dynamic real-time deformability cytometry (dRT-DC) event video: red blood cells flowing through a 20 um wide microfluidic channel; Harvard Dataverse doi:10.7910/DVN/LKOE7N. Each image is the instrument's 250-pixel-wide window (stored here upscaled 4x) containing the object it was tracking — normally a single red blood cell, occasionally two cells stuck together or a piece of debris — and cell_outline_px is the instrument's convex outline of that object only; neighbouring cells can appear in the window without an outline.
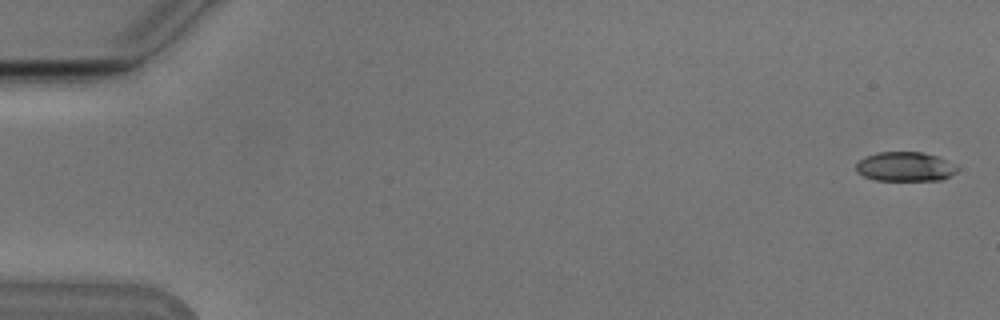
{"species": "Egyptian fruit bat (a non-hibernating species)", "species_latin": "Rousettus aegyptiacus", "temperature_condition": "cold", "stored_images_in_passage": 55, "camera_frame_rate_fps": 3000, "um_per_image_px": 0.085, "animal": {"sex": "male"}, "frame": {"image": 1, "passage_image": 2, "time_ms": 0.333, "image_size_px": [1000, 320], "cell_outline_px": [[960, 168], [956, 172], [940, 180], [876, 180], [864, 176], [856, 172], [856, 164], [864, 156], [876, 152], [924, 152], [936, 156], [956, 164]], "centroid_in_image_um": [76.93, 14.15], "position_along_channel_um": 8.1, "area_um2": 17.4}}
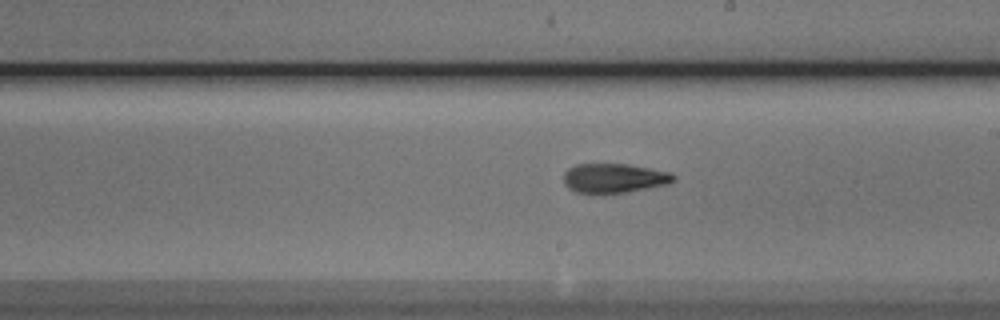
{"frame": {"image": 2, "passage_image": 32, "time_ms": 10.333, "image_size_px": [1000, 320], "cell_outline_px": [[676, 180], [668, 184], [628, 192], [576, 192], [568, 188], [564, 184], [564, 172], [568, 168], [576, 164], [628, 164], [672, 172], [676, 176]], "centroid_in_image_um": [52.23, 15.12], "position_along_channel_um": 236.8, "area_um2": 18.79}}
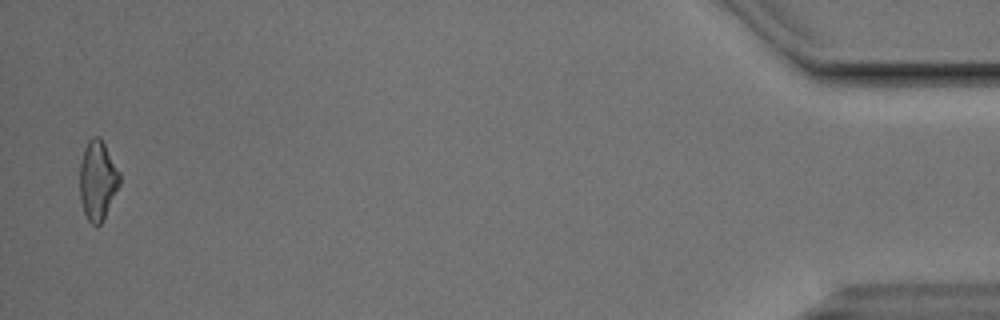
{"frame": {"image": 3, "passage_image": 54, "time_ms": 17.667, "image_size_px": [1000, 320], "cell_outline_px": [[120, 184], [104, 220], [96, 228], [88, 220], [84, 212], [80, 200], [80, 164], [84, 148], [88, 140], [92, 136], [100, 136], [120, 172]], "centroid_in_image_um": [8.3, 15.34], "position_along_channel_um": 426.9, "area_um2": 18.67}, "authors_computed_cell_mechanics": {"area_um2": 18.496, "velocity_mm_per_s": 3.8102, "shape_relaxation_time_tau1_ms": 10.9227, "shape_relaxation_time_tau2_ms": 2.7593, "deformation_change_tau1": 0.2255, "deformation_change_tau2": 0.1135}}